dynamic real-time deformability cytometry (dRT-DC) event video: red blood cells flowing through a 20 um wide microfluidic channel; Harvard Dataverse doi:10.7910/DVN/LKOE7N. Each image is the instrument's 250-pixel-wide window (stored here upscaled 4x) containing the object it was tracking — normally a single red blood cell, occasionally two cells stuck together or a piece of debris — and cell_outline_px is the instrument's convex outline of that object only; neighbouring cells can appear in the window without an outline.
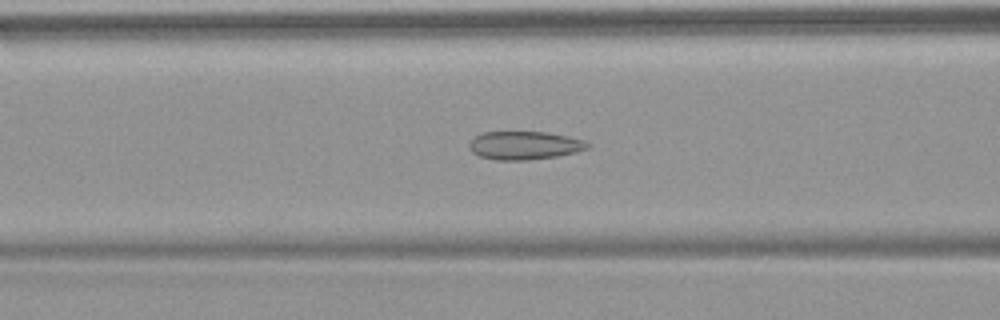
{"species": "common noctule bat (a hibernating species)", "species_latin": "Nyctalus noctula", "temperature_condition": "warm", "stored_images_in_passage": 48, "camera_frame_rate_fps": 3000, "um_per_image_px": 0.085, "animal": {"sex": "female", "body_mass_g": 18.4}, "frame": {"image": 1, "passage_image": 17, "time_ms": 5.333, "image_size_px": [1000, 320], "cell_outline_px": [[592, 144], [588, 148], [576, 152], [556, 156], [528, 160], [496, 160], [480, 156], [472, 152], [468, 148], [468, 144], [476, 136], [484, 132], [548, 132], [568, 136], [584, 140]], "centroid_in_image_um": [44.6, 12.36], "position_along_channel_um": 122.0, "area_um2": 19.54}}
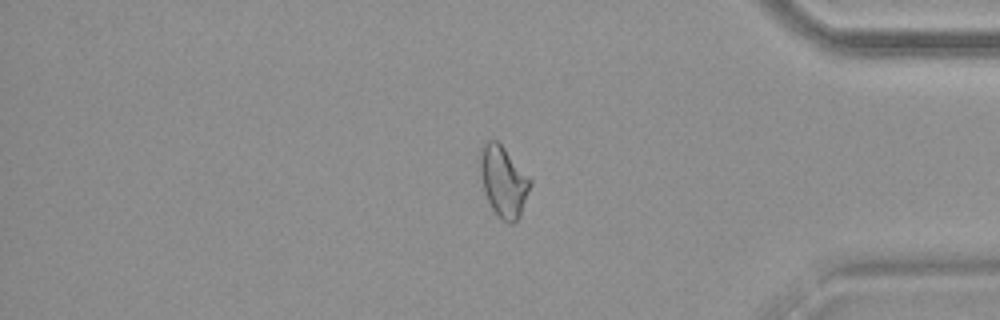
{"frame": {"image": 2, "passage_image": 40, "time_ms": 13.0, "image_size_px": [1000, 320], "cell_outline_px": [[532, 184], [520, 216], [512, 224], [508, 224], [496, 216], [484, 192], [480, 172], [480, 148], [488, 140], [496, 140], [504, 148], [532, 180]], "centroid_in_image_um": [42.79, 15.45], "position_along_channel_um": 392.4, "area_um2": 20.63}}
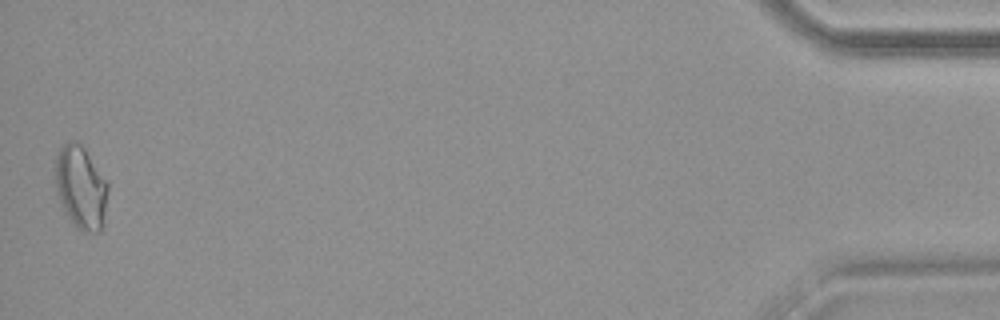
{"frame": {"image": 3, "passage_image": 48, "time_ms": 15.667, "image_size_px": [1000, 320], "cell_outline_px": [[108, 188], [104, 224], [100, 232], [84, 232], [76, 228], [60, 204], [56, 192], [56, 156], [60, 148], [64, 144], [80, 144], [84, 148], [108, 180]], "centroid_in_image_um": [6.9, 15.99], "position_along_channel_um": 428.3, "area_um2": 25.43}, "authors_computed_cell_mechanics": {"area_um2": 20.6057, "velocity_mm_per_s": 3.8283, "shape_relaxation_time_tau1_ms": null, "shape_relaxation_time_tau2_ms": 1.6466, "deformation_change_tau1": null, "deformation_change_tau2": 0.0782}}